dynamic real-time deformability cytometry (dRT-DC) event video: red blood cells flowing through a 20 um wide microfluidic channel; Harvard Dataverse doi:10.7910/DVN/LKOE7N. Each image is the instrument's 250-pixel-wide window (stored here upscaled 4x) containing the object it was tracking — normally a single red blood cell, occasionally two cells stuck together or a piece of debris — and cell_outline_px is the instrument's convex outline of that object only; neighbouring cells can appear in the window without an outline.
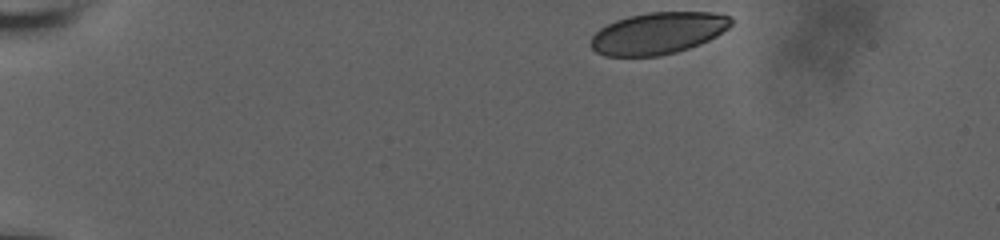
{"species": "human", "species_latin": "Homo sapiens", "temperature_condition": "room temperature", "stored_images_in_passage": 31, "camera_frame_rate_fps": 3000, "um_per_image_px": 0.085, "donor": {"sex": "male"}, "frame": {"image": 1, "passage_image": 1, "time_ms": 0.0, "image_size_px": [1000, 240], "cell_outline_px": [[732, 24], [728, 28], [716, 36], [700, 44], [676, 52], [660, 56], [604, 56], [596, 52], [588, 44], [592, 36], [600, 28], [616, 20], [628, 16], [648, 12], [712, 12], [728, 16], [732, 20]], "centroid_in_image_um": [55.9, 2.82], "position_along_channel_um": 29.1, "area_um2": 34.22}}
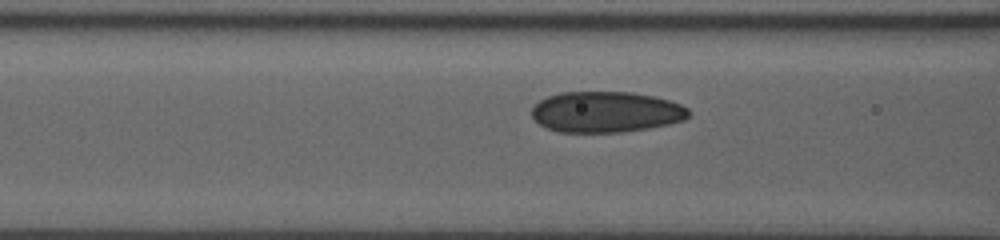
{"frame": {"image": 2, "passage_image": 18, "time_ms": 5.0, "image_size_px": [1000, 240], "cell_outline_px": [[692, 112], [684, 120], [668, 124], [648, 128], [620, 132], [560, 132], [548, 128], [540, 124], [532, 116], [532, 108], [540, 100], [548, 96], [560, 92], [632, 92], [652, 96], [668, 100], [680, 104], [688, 108]], "centroid_in_image_um": [51.52, 9.51], "position_along_channel_um": 115.1, "area_um2": 37.28}}
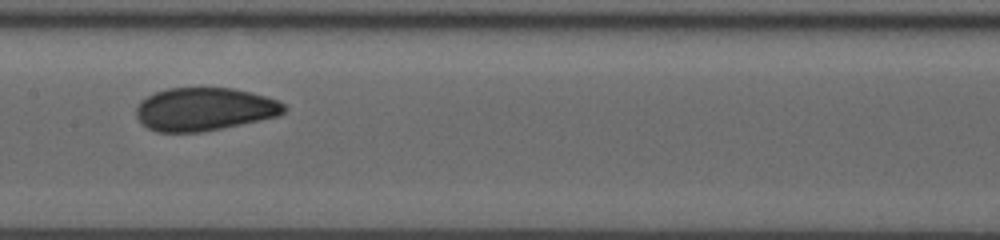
{"frame": {"image": 3, "passage_image": 30, "time_ms": 7.0, "image_size_px": [1000, 240], "cell_outline_px": [[288, 108], [280, 116], [200, 132], [156, 132], [148, 128], [136, 116], [136, 104], [140, 100], [156, 92], [168, 88], [232, 88], [252, 92], [280, 100]], "centroid_in_image_um": [17.39, 9.27], "position_along_channel_um": 190.0, "area_um2": 37.22}}